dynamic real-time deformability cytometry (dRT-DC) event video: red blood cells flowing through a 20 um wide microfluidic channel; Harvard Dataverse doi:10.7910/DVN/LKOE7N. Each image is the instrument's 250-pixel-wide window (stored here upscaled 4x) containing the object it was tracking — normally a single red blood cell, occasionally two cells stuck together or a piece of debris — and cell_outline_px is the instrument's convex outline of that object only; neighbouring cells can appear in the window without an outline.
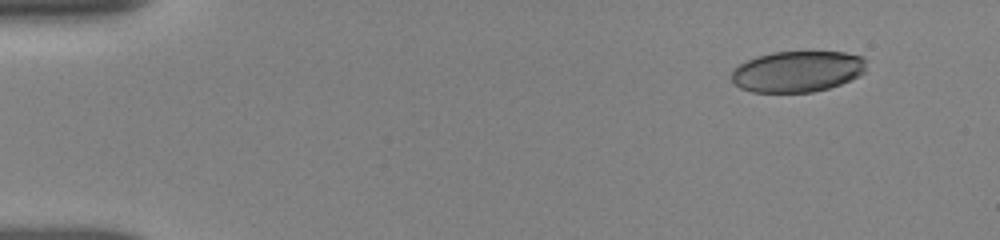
{"species": "human", "species_latin": "Homo sapiens", "temperature_condition": "room temperature", "stored_images_in_passage": 14, "camera_frame_rate_fps": 3000, "um_per_image_px": 0.085, "donor": {"sex": "female"}, "frame": {"image": 1, "passage_image": 2, "time_ms": 1.0, "image_size_px": [1000, 240], "cell_outline_px": [[868, 60], [864, 72], [840, 84], [828, 88], [812, 92], [752, 92], [740, 88], [732, 84], [732, 72], [740, 64], [756, 56], [772, 52], [844, 52], [860, 56]], "centroid_in_image_um": [67.77, 6.07], "position_along_channel_um": 17.2, "area_um2": 32.19}}
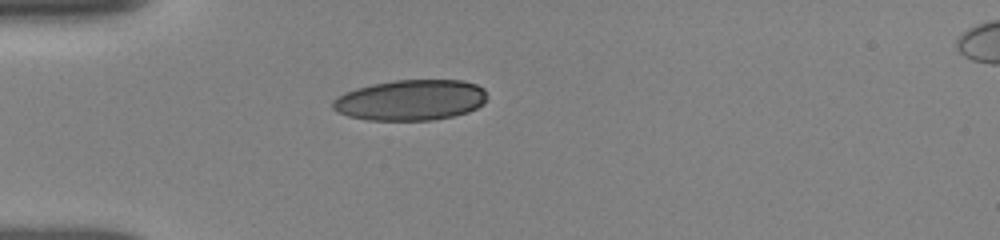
{"frame": {"image": 2, "passage_image": 11, "time_ms": 4.333, "image_size_px": [1000, 240], "cell_outline_px": [[488, 96], [484, 104], [468, 112], [452, 116], [432, 120], [368, 120], [348, 116], [336, 112], [332, 108], [332, 100], [344, 92], [356, 88], [372, 84], [396, 80], [460, 80], [476, 84], [484, 88]], "centroid_in_image_um": [34.9, 8.5], "position_along_channel_um": 50.1, "area_um2": 36.82}}
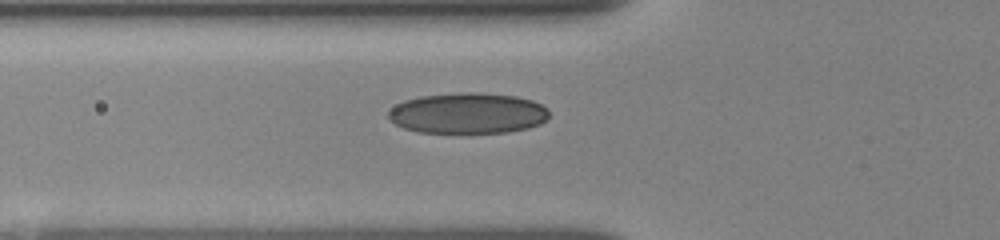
{"frame": {"image": 3, "passage_image": 14, "time_ms": 5.667, "image_size_px": [1000, 240], "cell_outline_px": [[548, 116], [540, 124], [528, 128], [508, 132], [416, 132], [404, 128], [388, 120], [388, 112], [396, 104], [404, 100], [420, 96], [460, 92], [472, 92], [516, 96], [532, 100], [548, 108]], "centroid_in_image_um": [39.74, 9.62], "position_along_channel_um": 86.1, "area_um2": 38.15}}